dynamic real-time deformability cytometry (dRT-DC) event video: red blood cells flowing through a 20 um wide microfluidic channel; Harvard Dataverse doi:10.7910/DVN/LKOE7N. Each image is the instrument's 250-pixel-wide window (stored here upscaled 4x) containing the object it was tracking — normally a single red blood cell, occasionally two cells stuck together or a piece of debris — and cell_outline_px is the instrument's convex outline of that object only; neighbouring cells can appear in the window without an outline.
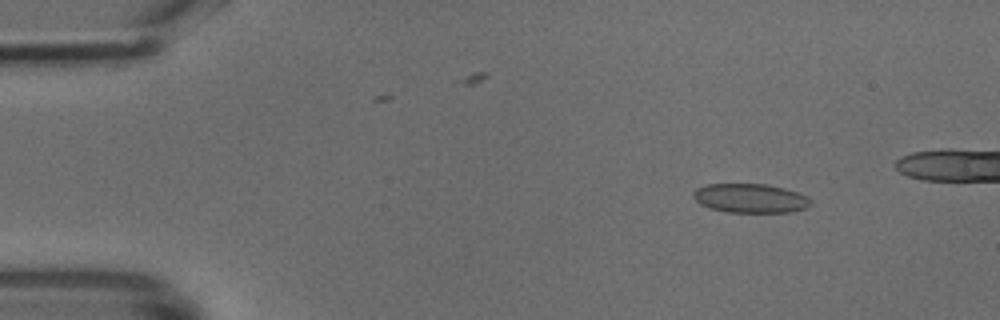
{"species": "common noctule bat (a hibernating species)", "species_latin": "Nyctalus noctula", "temperature_condition": "cold", "stored_images_in_passage": 44, "camera_frame_rate_fps": 3000, "um_per_image_px": 0.085, "animal": {"sex": "male", "body_mass_g": 18.8}, "frame": {"image": 1, "passage_image": 6, "time_ms": 1.667, "image_size_px": [1000, 320], "cell_outline_px": [[812, 204], [804, 208], [792, 212], [728, 212], [708, 208], [700, 204], [692, 196], [692, 192], [696, 188], [708, 184], [764, 184], [784, 188], [808, 196], [812, 200]], "centroid_in_image_um": [63.76, 16.85], "position_along_channel_um": 21.2, "area_um2": 20.0}}
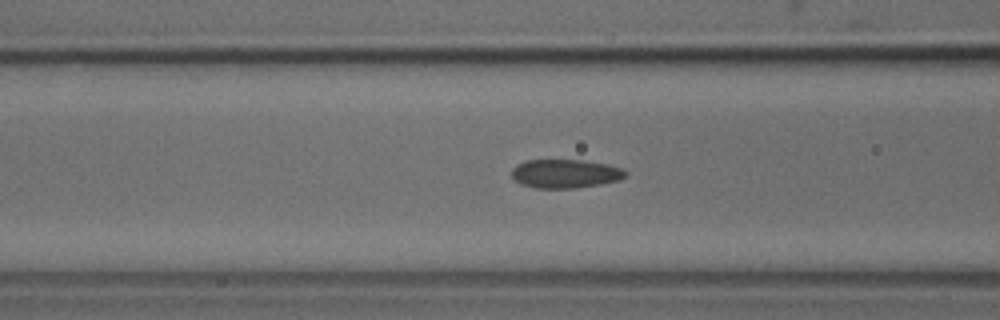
{"frame": {"image": 2, "passage_image": 19, "time_ms": 6.0, "image_size_px": [1000, 320], "cell_outline_px": [[628, 176], [620, 180], [600, 184], [576, 188], [532, 188], [520, 184], [512, 176], [512, 168], [516, 164], [524, 160], [580, 160], [608, 164], [624, 168], [628, 172]], "centroid_in_image_um": [48.07, 14.76], "position_along_channel_um": 118.5, "area_um2": 19.36}}
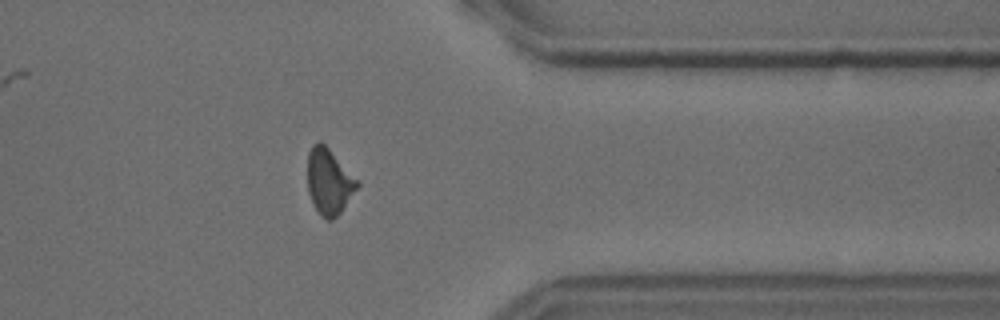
{"frame": {"image": 3, "passage_image": 39, "time_ms": 12.667, "image_size_px": [1000, 320], "cell_outline_px": [[360, 184], [340, 212], [332, 220], [328, 220], [320, 216], [312, 204], [308, 192], [308, 152], [312, 144], [320, 140], [360, 180]], "centroid_in_image_um": [27.96, 15.42], "position_along_channel_um": 383.4, "area_um2": 19.19}}